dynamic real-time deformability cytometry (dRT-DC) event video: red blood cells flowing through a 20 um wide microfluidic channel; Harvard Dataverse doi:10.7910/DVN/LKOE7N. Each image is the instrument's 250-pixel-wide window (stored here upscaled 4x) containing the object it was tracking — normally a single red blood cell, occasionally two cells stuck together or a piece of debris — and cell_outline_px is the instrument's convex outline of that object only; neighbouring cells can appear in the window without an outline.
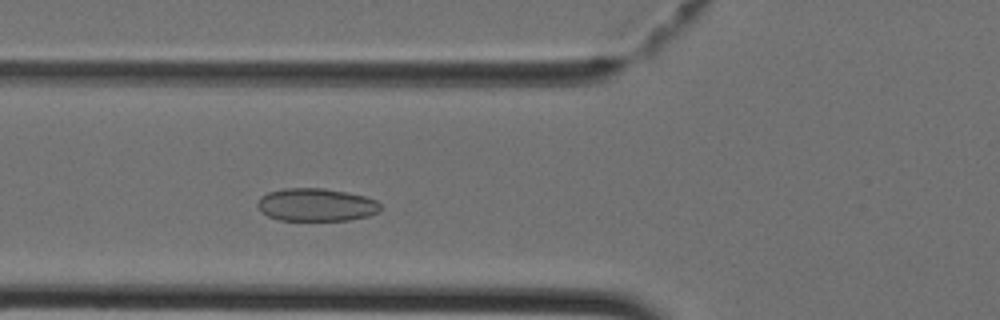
{"species": "Egyptian fruit bat (a non-hibernating species)", "species_latin": "Rousettus aegyptiacus", "temperature_condition": "cold", "stored_images_in_passage": 37, "camera_frame_rate_fps": 3000, "um_per_image_px": 0.085, "animal": {"sex": "female"}, "frame": {"image": 1, "passage_image": 10, "time_ms": 3.0, "image_size_px": [1000, 320], "cell_outline_px": [[380, 212], [368, 216], [352, 220], [280, 220], [268, 216], [256, 204], [260, 196], [268, 192], [284, 188], [324, 188], [364, 196], [376, 200], [380, 204]], "centroid_in_image_um": [26.89, 17.41], "position_along_channel_um": 98.9, "area_um2": 23.52}}
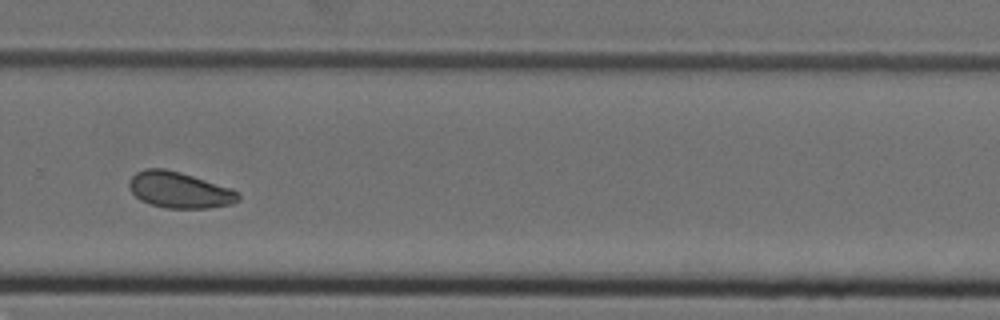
{"frame": {"image": 2, "passage_image": 24, "time_ms": 7.667, "image_size_px": [1000, 320], "cell_outline_px": [[240, 200], [232, 204], [208, 208], [164, 208], [148, 204], [140, 200], [128, 188], [128, 180], [136, 172], [144, 168], [164, 168], [180, 172], [232, 188], [240, 192]], "centroid_in_image_um": [15.24, 16.15], "position_along_channel_um": 314.6, "area_um2": 23.29}}
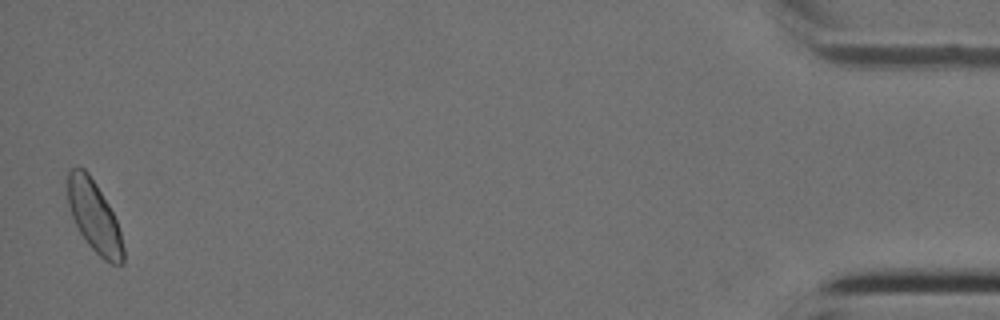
{"frame": {"image": 3, "passage_image": 37, "time_ms": 12.0, "image_size_px": [1000, 320], "cell_outline_px": [[124, 264], [112, 264], [104, 260], [88, 244], [80, 232], [72, 216], [68, 204], [68, 172], [72, 168], [84, 168], [88, 172], [96, 184], [108, 204], [116, 220], [120, 232], [124, 248]], "centroid_in_image_um": [8.02, 18.43], "position_along_channel_um": 427.2, "area_um2": 22.72}}